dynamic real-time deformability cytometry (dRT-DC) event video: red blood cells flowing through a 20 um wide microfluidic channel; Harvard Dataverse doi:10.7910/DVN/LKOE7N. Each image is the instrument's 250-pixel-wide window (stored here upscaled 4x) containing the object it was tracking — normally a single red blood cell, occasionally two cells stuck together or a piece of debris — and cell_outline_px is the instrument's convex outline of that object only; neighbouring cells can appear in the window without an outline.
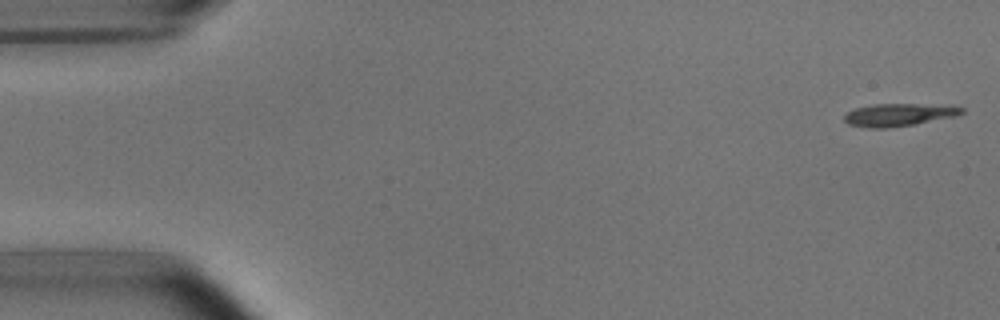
{"species": "common noctule bat (a hibernating species)", "species_latin": "Nyctalus noctula", "temperature_condition": "room temperature", "stored_images_in_passage": 51, "camera_frame_rate_fps": 3000, "um_per_image_px": 0.085, "animal": {"sex": "male", "body_mass_g": 15.6}, "frame": {"image": 1, "passage_image": 1, "time_ms": 0.0, "image_size_px": [1000, 320], "cell_outline_px": [[964, 112], [956, 116], [916, 124], [888, 128], [868, 128], [848, 124], [844, 120], [844, 116], [848, 112], [856, 108], [872, 104], [916, 104], [964, 108]], "centroid_in_image_um": [76.34, 9.77], "position_along_channel_um": 8.7, "area_um2": 15.26}}
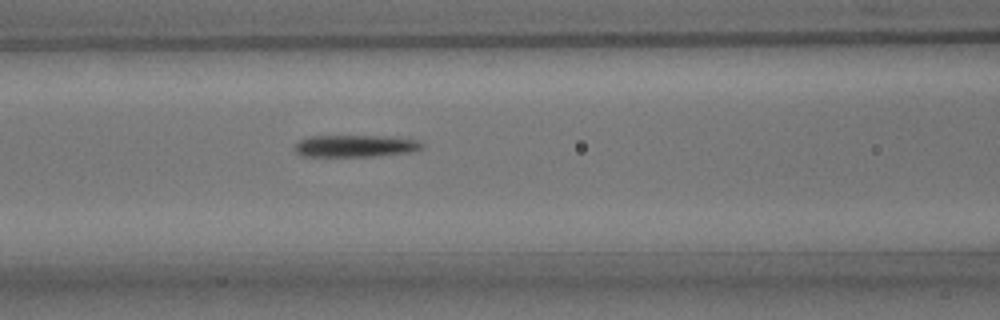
{"frame": {"image": 2, "passage_image": 21, "time_ms": 6.667, "image_size_px": [1000, 320], "cell_outline_px": [[424, 148], [408, 152], [372, 156], [300, 156], [292, 148], [300, 140], [308, 136], [392, 136], [416, 140], [424, 144]], "centroid_in_image_um": [30.17, 12.4], "position_along_channel_um": 136.4, "area_um2": 16.36}}
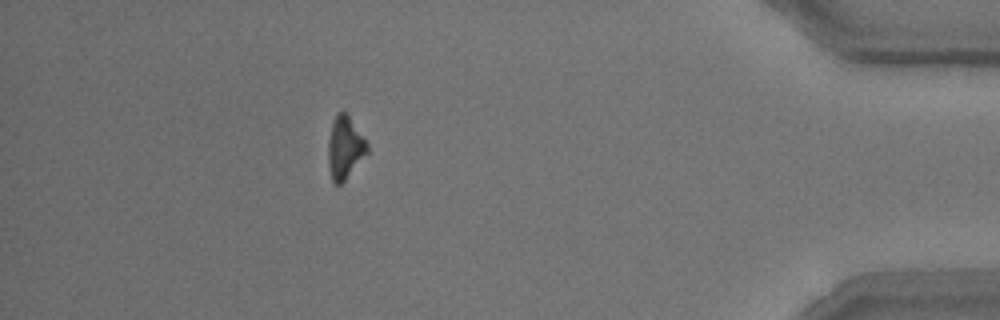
{"frame": {"image": 3, "passage_image": 46, "time_ms": 15.0, "image_size_px": [1000, 320], "cell_outline_px": [[368, 152], [344, 180], [340, 184], [336, 184], [332, 180], [328, 164], [328, 140], [332, 124], [336, 112], [344, 112], [348, 116], [368, 144]], "centroid_in_image_um": [29.29, 12.55], "position_along_channel_um": 405.9, "area_um2": 13.81}, "authors_computed_cell_mechanics": {"area_um2": 15.8372, "velocity_mm_per_s": 3.8269, "shape_relaxation_time_tau1_ms": 2.3461, "shape_relaxation_time_tau2_ms": null, "deformation_change_tau1": 0.1654, "deformation_change_tau2": null}}